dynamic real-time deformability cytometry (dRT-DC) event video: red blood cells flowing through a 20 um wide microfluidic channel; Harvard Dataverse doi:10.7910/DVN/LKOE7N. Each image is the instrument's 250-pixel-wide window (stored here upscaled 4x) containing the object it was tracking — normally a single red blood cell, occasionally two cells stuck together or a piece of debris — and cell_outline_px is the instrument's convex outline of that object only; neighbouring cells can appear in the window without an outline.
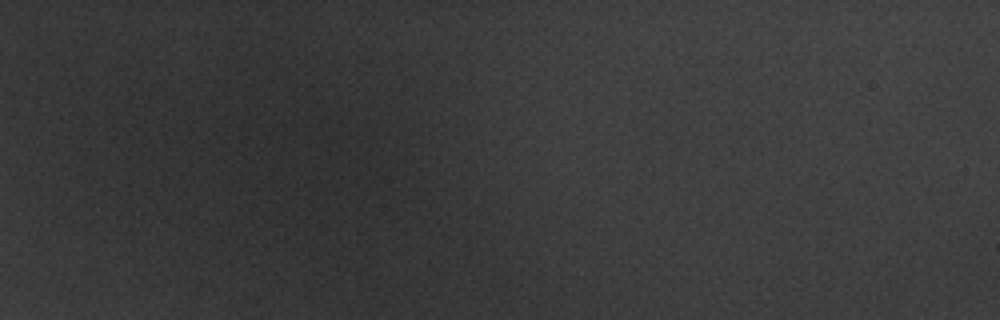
{"species": "common noctule bat (a hibernating species)", "species_latin": "Nyctalus noctula", "temperature_condition": "warm", "stored_images_in_passage": 3, "segment_of_instrument_passage": [1, 2], "camera_frame_rate_fps": 3000, "um_per_image_px": 0.085, "animal": {"sex": "male", "body_mass_g": 20.1, "forearm_length_mm": 53.5}, "frame": {"image": 1, "passage_image": 2, "time_ms": 0.333, "image_size_px": [1000, 320], "cell_outline_px": [[420, 160], [416, 168], [392, 188], [384, 192], [356, 184], [336, 172], [324, 148], [340, 124], [372, 128], [404, 144]], "centroid_in_image_um": [31.43, 13.38], "position_along_channel_um": 53.6, "area_um2": 30.35}}